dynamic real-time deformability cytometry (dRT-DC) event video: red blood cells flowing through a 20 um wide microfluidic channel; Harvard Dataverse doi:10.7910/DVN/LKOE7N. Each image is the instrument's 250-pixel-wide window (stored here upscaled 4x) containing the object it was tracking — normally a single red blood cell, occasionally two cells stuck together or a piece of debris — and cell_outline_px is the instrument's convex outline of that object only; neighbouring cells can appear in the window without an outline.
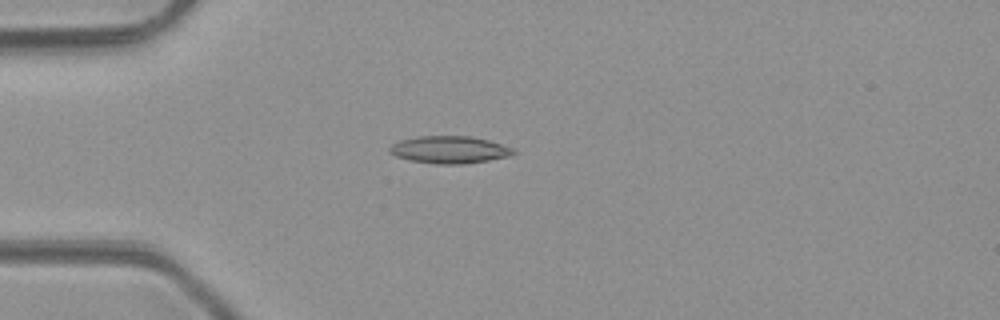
{"species": "common noctule bat (a hibernating species)", "species_latin": "Nyctalus noctula", "temperature_condition": "room temperature", "stored_images_in_passage": 4, "camera_frame_rate_fps": 3000, "um_per_image_px": 0.085, "animal": {"sex": "male", "body_mass_g": 23.1, "forearm_length_mm": 52.7}, "frame": {"image": 1, "passage_image": 3, "time_ms": 2.333, "image_size_px": [1000, 320], "cell_outline_px": [[516, 152], [512, 156], [488, 160], [460, 164], [436, 164], [412, 160], [396, 156], [388, 152], [388, 148], [392, 144], [400, 140], [416, 136], [472, 136], [488, 140], [512, 148]], "centroid_in_image_um": [38.19, 12.72], "position_along_channel_um": 46.8, "area_um2": 19.65}}